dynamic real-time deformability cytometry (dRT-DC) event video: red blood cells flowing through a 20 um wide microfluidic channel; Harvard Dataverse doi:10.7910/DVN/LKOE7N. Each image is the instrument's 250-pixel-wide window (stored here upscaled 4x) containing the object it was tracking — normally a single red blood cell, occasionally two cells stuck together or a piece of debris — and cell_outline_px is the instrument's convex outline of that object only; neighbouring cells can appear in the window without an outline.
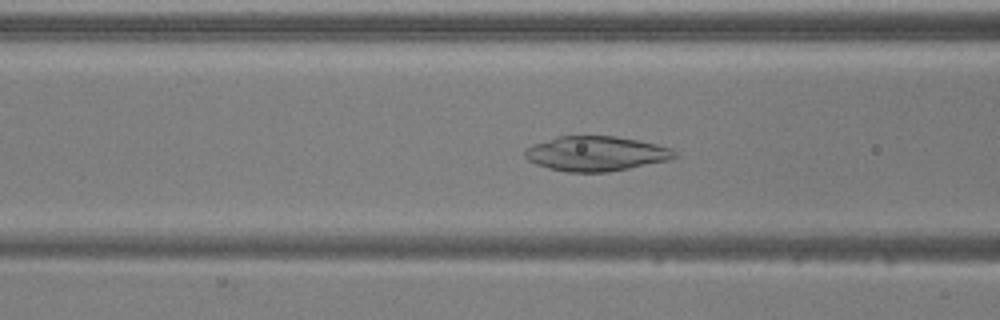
{"species": "common noctule bat (a hibernating species)", "species_latin": "Nyctalus noctula", "temperature_condition": "warm", "stored_images_in_passage": 51, "camera_frame_rate_fps": 3000, "um_per_image_px": 0.085, "animal": {"sex": "male", "body_mass_g": 20.5, "forearm_length_mm": 52.5}, "frame": {"image": 1, "passage_image": 21, "time_ms": 6.667, "image_size_px": [1000, 320], "cell_outline_px": [[676, 156], [672, 160], [608, 172], [564, 172], [548, 168], [536, 164], [528, 160], [524, 156], [524, 152], [532, 144], [560, 136], [616, 136], [656, 144], [672, 148], [676, 152]], "centroid_in_image_um": [50.68, 13.06], "position_along_channel_um": 115.9, "area_um2": 30.4}}
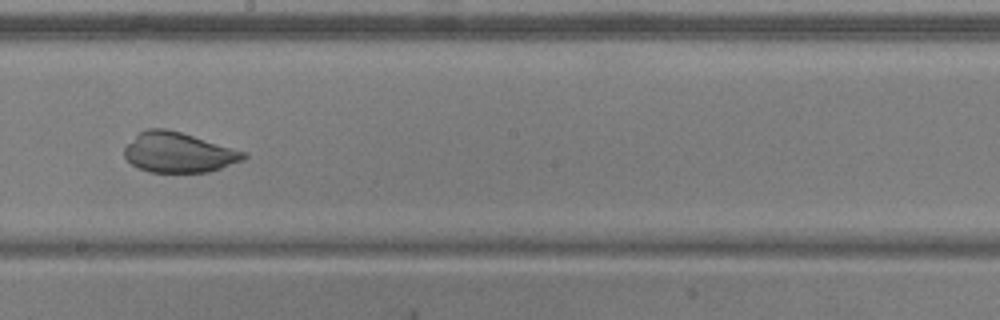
{"frame": {"image": 2, "passage_image": 30, "time_ms": 9.667, "image_size_px": [1000, 320], "cell_outline_px": [[248, 156], [244, 160], [208, 172], [148, 172], [132, 164], [124, 156], [124, 148], [140, 132], [148, 128], [164, 128], [180, 132], [248, 152]], "centroid_in_image_um": [15.21, 12.96], "position_along_channel_um": 233.0, "area_um2": 27.69}}
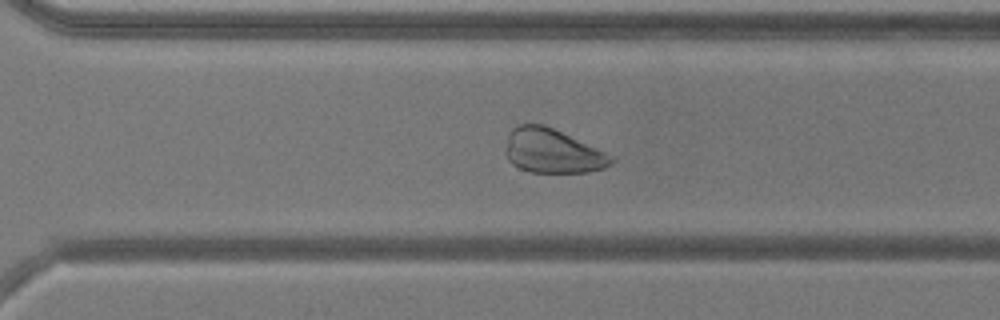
{"frame": {"image": 3, "passage_image": 37, "time_ms": 12.0, "image_size_px": [1000, 320], "cell_outline_px": [[616, 160], [604, 168], [584, 172], [532, 172], [520, 168], [512, 164], [508, 160], [504, 152], [508, 132], [516, 124], [544, 124], [616, 156]], "centroid_in_image_um": [46.95, 12.82], "position_along_channel_um": 323.7, "area_um2": 27.51}}